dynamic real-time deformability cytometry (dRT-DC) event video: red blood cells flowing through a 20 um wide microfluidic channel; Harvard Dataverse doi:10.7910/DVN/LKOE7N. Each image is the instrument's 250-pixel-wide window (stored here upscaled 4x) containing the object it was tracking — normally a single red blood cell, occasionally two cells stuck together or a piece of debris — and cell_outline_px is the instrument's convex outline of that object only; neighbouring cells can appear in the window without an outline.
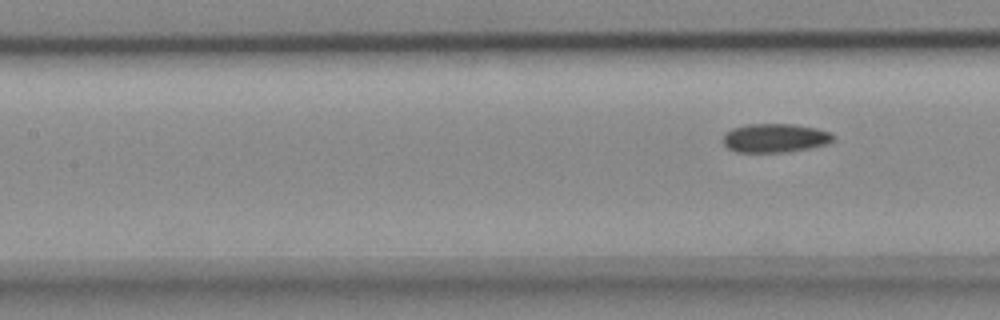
{"species": "common noctule bat (a hibernating species)", "species_latin": "Nyctalus noctula", "temperature_condition": "cold", "stored_images_in_passage": 8, "segment_of_instrument_passage": [2, 2], "camera_frame_rate_fps": 3000, "um_per_image_px": 0.085, "animal": {"sex": "female", "body_mass_g": 18.4}, "frame": {"image": 1, "passage_image": 8, "time_ms": 2.333, "image_size_px": [1000, 320], "cell_outline_px": [[836, 136], [828, 144], [812, 148], [788, 152], [736, 152], [728, 148], [720, 140], [724, 132], [732, 128], [748, 124], [792, 124], [816, 128], [832, 132]], "centroid_in_image_um": [65.87, 11.73], "position_along_channel_um": 141.5, "area_um2": 18.9}}